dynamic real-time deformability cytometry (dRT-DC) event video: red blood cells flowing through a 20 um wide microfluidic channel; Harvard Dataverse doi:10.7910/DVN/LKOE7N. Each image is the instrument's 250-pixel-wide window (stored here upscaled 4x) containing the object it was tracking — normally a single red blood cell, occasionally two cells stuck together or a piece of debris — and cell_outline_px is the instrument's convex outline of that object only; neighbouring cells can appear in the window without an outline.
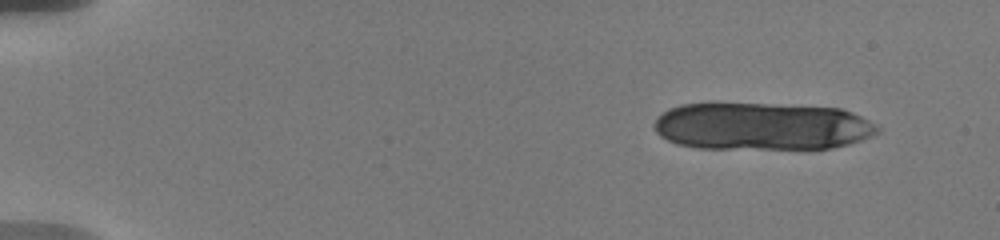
{"species": "human", "species_latin": "Homo sapiens", "temperature_condition": "warm", "stored_images_in_passage": 13, "camera_frame_rate_fps": 3000, "um_per_image_px": 0.085, "donor": {"sex": "male"}, "frame": {"image": 1, "passage_image": 1, "time_ms": 0.0, "image_size_px": [1000, 240], "cell_outline_px": [[880, 132], [872, 136], [848, 144], [832, 148], [696, 148], [676, 144], [660, 136], [656, 132], [652, 124], [664, 112], [680, 104], [768, 104], [840, 108], [852, 112], [868, 120], [880, 128]], "centroid_in_image_um": [64.76, 10.74], "position_along_channel_um": 20.2, "area_um2": 61.5}}
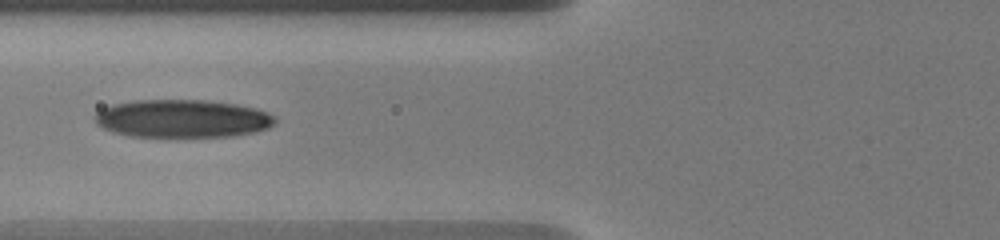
{"frame": {"image": 2, "passage_image": 10, "time_ms": 6.333, "image_size_px": [1000, 240], "cell_outline_px": [[276, 120], [268, 128], [256, 132], [232, 136], [128, 136], [112, 132], [96, 124], [92, 116], [100, 108], [112, 104], [136, 100], [208, 100], [236, 104], [256, 108], [268, 112], [276, 116]], "centroid_in_image_um": [15.47, 10.07], "position_along_channel_um": 110.3, "area_um2": 40.17}}
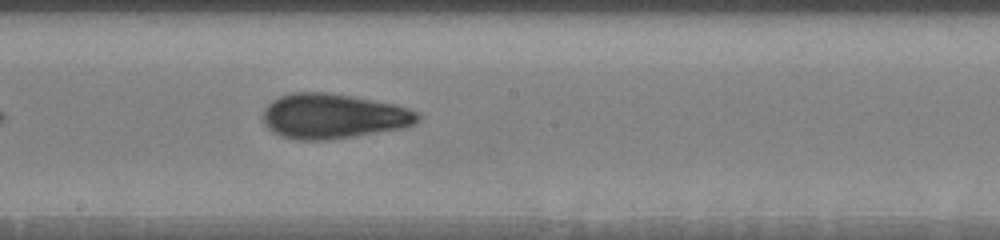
{"frame": {"image": 3, "passage_image": 13, "time_ms": 9.333, "image_size_px": [1000, 240], "cell_outline_px": [[420, 120], [404, 128], [328, 140], [296, 140], [280, 136], [272, 132], [264, 124], [260, 116], [264, 108], [272, 100], [280, 96], [292, 92], [328, 92], [352, 96], [396, 104], [408, 108], [416, 112], [420, 116]], "centroid_in_image_um": [28.27, 9.87], "position_along_channel_um": 219.9, "area_um2": 40.92}}